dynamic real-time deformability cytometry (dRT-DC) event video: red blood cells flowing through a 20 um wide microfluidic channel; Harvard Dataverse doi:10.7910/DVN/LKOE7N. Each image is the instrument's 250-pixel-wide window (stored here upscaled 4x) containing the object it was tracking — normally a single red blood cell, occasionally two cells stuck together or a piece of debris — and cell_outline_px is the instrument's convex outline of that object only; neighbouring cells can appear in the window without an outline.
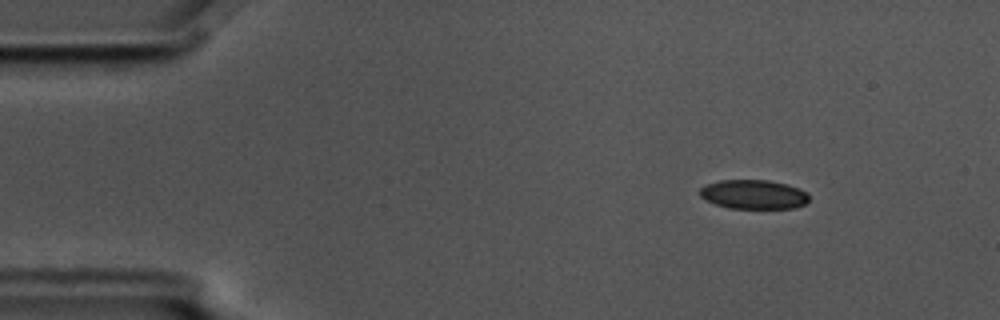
{"species": "common noctule bat (a hibernating species)", "species_latin": "Nyctalus noctula", "temperature_condition": "cold", "stored_images_in_passage": 4, "camera_frame_rate_fps": 3000, "um_per_image_px": 0.085, "animal": {"sex": "male", "body_mass_g": 17.5, "forearm_length_mm": 52.3}, "frame": {"image": 1, "passage_image": 2, "time_ms": 0.333, "image_size_px": [1000, 320], "cell_outline_px": [[808, 200], [804, 204], [792, 208], [728, 208], [716, 204], [700, 196], [700, 188], [704, 184], [720, 180], [768, 180], [788, 184], [800, 188], [808, 192]], "centroid_in_image_um": [64.06, 16.51], "position_along_channel_um": 20.9, "area_um2": 18.61}}